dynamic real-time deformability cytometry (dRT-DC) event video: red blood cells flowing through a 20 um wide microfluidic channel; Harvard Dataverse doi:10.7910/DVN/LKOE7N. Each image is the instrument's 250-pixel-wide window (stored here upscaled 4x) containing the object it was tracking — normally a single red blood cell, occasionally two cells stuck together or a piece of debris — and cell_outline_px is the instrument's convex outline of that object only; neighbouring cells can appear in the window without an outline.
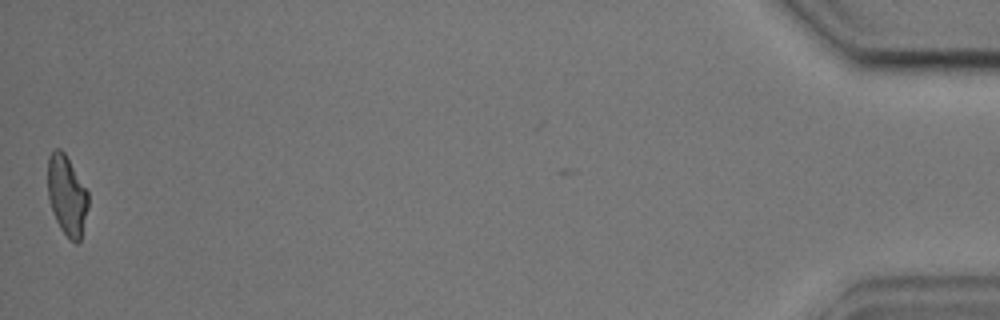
{"species": "common noctule bat (a hibernating species)", "species_latin": "Nyctalus noctula", "temperature_condition": "cold", "stored_images_in_passage": 53, "camera_frame_rate_fps": 3000, "um_per_image_px": 0.085, "animal": {"sex": "male", "body_mass_g": 17.9, "forearm_length_mm": 54.2}, "frame": {"image": 1, "passage_image": 53, "time_ms": 17.333, "image_size_px": [1000, 320], "cell_outline_px": [[88, 208], [80, 240], [76, 244], [60, 228], [56, 220], [48, 196], [48, 156], [56, 148], [60, 148], [64, 152], [88, 192]], "centroid_in_image_um": [5.69, 16.59], "position_along_channel_um": 429.5, "area_um2": 18.5}, "authors_computed_cell_mechanics": {"area_um2": 19.9988, "velocity_mm_per_s": 3.6123, "shape_relaxation_time_tau1_ms": 6.8233, "shape_relaxation_time_tau2_ms": 2.4784, "deformation_change_tau1": 0.1592, "deformation_change_tau2": 0.0983}}